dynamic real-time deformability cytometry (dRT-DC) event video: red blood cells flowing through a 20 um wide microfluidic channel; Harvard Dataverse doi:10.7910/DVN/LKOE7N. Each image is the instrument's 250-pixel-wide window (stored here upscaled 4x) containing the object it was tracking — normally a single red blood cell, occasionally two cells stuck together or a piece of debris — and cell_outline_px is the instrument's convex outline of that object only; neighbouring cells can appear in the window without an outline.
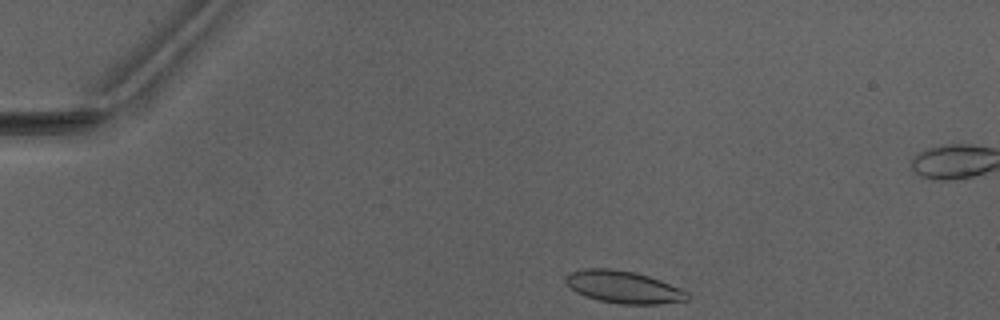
{"species": "Egyptian fruit bat (a non-hibernating species)", "species_latin": "Rousettus aegyptiacus", "temperature_condition": "warm", "stored_images_in_passage": 3, "camera_frame_rate_fps": 3000, "um_per_image_px": 0.085, "animal": {"sex": "male"}, "frame": {"image": 1, "passage_image": 1, "time_ms": 0.0, "image_size_px": [1000, 320], "cell_outline_px": [[688, 300], [660, 304], [620, 304], [600, 300], [576, 292], [564, 280], [564, 276], [580, 268], [608, 268], [636, 272], [660, 280], [680, 288], [688, 292]], "centroid_in_image_um": [53.0, 24.39], "position_along_channel_um": 32.0, "area_um2": 22.77}}